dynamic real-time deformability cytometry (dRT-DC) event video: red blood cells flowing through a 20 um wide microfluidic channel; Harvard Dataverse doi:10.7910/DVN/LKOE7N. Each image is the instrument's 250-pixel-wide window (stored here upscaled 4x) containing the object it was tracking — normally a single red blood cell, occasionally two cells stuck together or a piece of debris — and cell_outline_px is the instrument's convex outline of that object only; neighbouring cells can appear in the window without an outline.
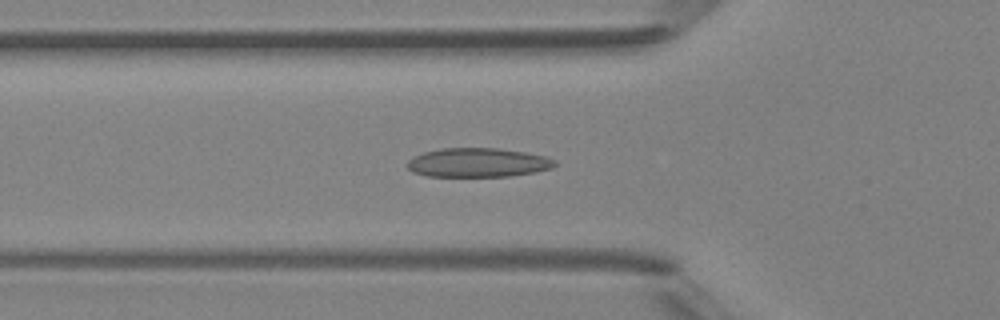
{"species": "Egyptian fruit bat (a non-hibernating species)", "species_latin": "Rousettus aegyptiacus", "temperature_condition": "room temperature", "stored_images_in_passage": 49, "camera_frame_rate_fps": 3000, "um_per_image_px": 0.085, "animal": {"sex": "female"}, "frame": {"image": 1, "passage_image": 17, "time_ms": 5.333, "image_size_px": [1000, 320], "cell_outline_px": [[556, 164], [548, 168], [532, 172], [504, 176], [428, 176], [416, 172], [408, 168], [408, 164], [416, 156], [428, 152], [448, 148], [492, 148], [520, 152], [540, 156], [552, 160]], "centroid_in_image_um": [40.58, 13.83], "position_along_channel_um": 85.2, "area_um2": 23.7}}
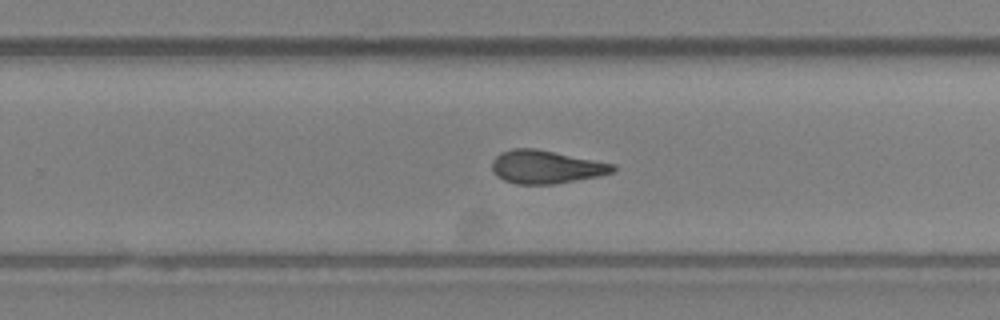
{"frame": {"image": 2, "passage_image": 31, "time_ms": 10.0, "image_size_px": [1000, 320], "cell_outline_px": [[616, 168], [612, 172], [572, 180], [548, 184], [520, 184], [504, 180], [492, 168], [492, 160], [496, 156], [504, 152], [516, 148], [532, 148], [612, 164]], "centroid_in_image_um": [46.34, 14.18], "position_along_channel_um": 283.5, "area_um2": 22.14}}
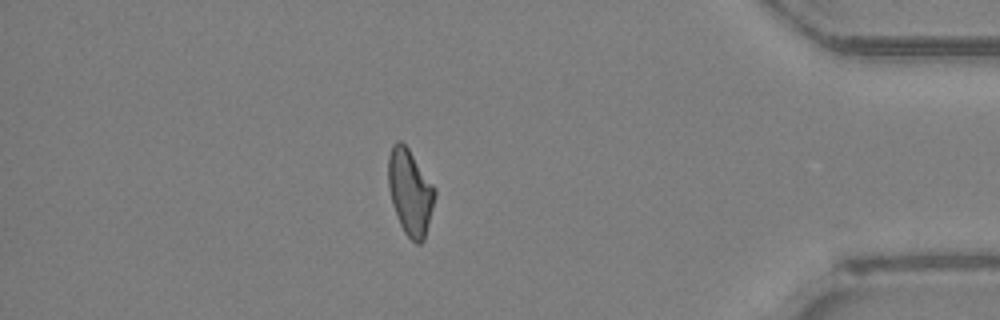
{"frame": {"image": 3, "passage_image": 42, "time_ms": 13.667, "image_size_px": [1000, 320], "cell_outline_px": [[436, 192], [424, 240], [420, 244], [416, 244], [404, 232], [400, 224], [392, 200], [388, 184], [388, 160], [392, 144], [396, 140], [400, 140], [408, 148]], "centroid_in_image_um": [34.84, 16.33], "position_along_channel_um": 400.4, "area_um2": 22.54}, "authors_computed_cell_mechanics": {"area_um2": 22.3686, "velocity_mm_per_s": 4.2579, "shape_relaxation_time_tau1_ms": 7.1172, "shape_relaxation_time_tau2_ms": 1.9364, "deformation_change_tau1": 0.1722, "deformation_change_tau2": 0.0722}}